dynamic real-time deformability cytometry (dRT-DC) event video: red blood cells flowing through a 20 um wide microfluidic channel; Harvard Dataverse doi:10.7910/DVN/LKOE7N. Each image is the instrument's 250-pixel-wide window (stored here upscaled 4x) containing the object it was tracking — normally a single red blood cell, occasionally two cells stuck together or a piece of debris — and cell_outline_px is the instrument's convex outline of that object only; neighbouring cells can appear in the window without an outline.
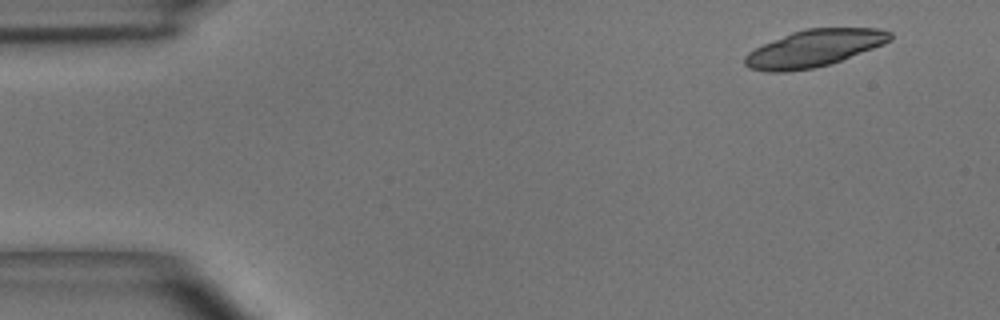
{"species": "common noctule bat (a hibernating species)", "species_latin": "Nyctalus noctula", "temperature_condition": "room temperature", "stored_images_in_passage": 5, "segment_of_instrument_passage": [2, 2], "camera_frame_rate_fps": 3000, "um_per_image_px": 0.085, "animal": {"sex": "male", "body_mass_g": 15.6}, "frame": {"image": 1, "passage_image": 5, "time_ms": 1.333, "image_size_px": [1000, 320], "cell_outline_px": [[892, 40], [884, 44], [840, 60], [828, 64], [812, 68], [784, 72], [768, 72], [748, 68], [744, 64], [744, 56], [748, 52], [764, 44], [792, 32], [804, 28], [880, 28], [892, 32]], "centroid_in_image_um": [69.2, 4.1], "position_along_channel_um": 15.8, "area_um2": 31.1}}